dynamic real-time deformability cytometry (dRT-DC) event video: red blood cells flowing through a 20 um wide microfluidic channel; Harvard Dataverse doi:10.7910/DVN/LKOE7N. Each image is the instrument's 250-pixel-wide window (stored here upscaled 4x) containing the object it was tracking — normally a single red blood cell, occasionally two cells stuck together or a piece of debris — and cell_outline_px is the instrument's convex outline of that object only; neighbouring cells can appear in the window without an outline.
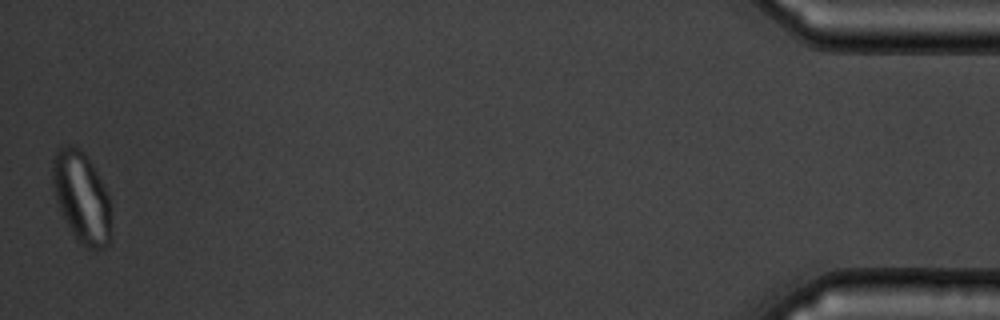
{"species": "common noctule bat (a hibernating species)", "species_latin": "Nyctalus noctula", "temperature_condition": "warm", "stored_images_in_passage": 53, "camera_frame_rate_fps": 3000, "um_per_image_px": 0.085, "animal": {"sex": "male", "body_mass_g": 19.5, "forearm_length_mm": 54.6}, "frame": {"image": 1, "passage_image": 53, "time_ms": 17.333, "image_size_px": [1000, 320], "cell_outline_px": [[112, 240], [104, 248], [88, 248], [76, 240], [56, 200], [52, 184], [52, 160], [56, 152], [60, 148], [68, 144], [72, 144], [80, 148], [84, 152], [96, 172], [108, 196]], "centroid_in_image_um": [6.93, 16.76], "position_along_channel_um": 428.3, "area_um2": 30.75}, "authors_computed_cell_mechanics": {"area_um2": 28.4954, "velocity_mm_per_s": 3.7644, "shape_relaxation_time_tau1_ms": 4.9188, "shape_relaxation_time_tau2_ms": 0.7232, "deformation_change_tau1": 0.1188, "deformation_change_tau2": 0.0417}}